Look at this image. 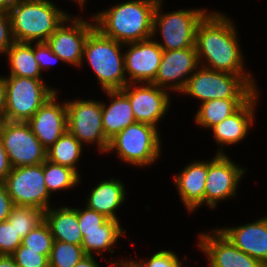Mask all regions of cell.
I'll use <instances>...</instances> for the list:
<instances>
[{
  "label": "cell",
  "instance_id": "obj_10",
  "mask_svg": "<svg viewBox=\"0 0 267 267\" xmlns=\"http://www.w3.org/2000/svg\"><path fill=\"white\" fill-rule=\"evenodd\" d=\"M65 103L68 132L75 136L82 145L94 143L98 145L100 153H107L109 141L103 131L101 101L91 99Z\"/></svg>",
  "mask_w": 267,
  "mask_h": 267
},
{
  "label": "cell",
  "instance_id": "obj_2",
  "mask_svg": "<svg viewBox=\"0 0 267 267\" xmlns=\"http://www.w3.org/2000/svg\"><path fill=\"white\" fill-rule=\"evenodd\" d=\"M158 0H129L92 16L95 27L122 44L152 37L153 15Z\"/></svg>",
  "mask_w": 267,
  "mask_h": 267
},
{
  "label": "cell",
  "instance_id": "obj_40",
  "mask_svg": "<svg viewBox=\"0 0 267 267\" xmlns=\"http://www.w3.org/2000/svg\"><path fill=\"white\" fill-rule=\"evenodd\" d=\"M11 165L0 137V181H4L11 171Z\"/></svg>",
  "mask_w": 267,
  "mask_h": 267
},
{
  "label": "cell",
  "instance_id": "obj_24",
  "mask_svg": "<svg viewBox=\"0 0 267 267\" xmlns=\"http://www.w3.org/2000/svg\"><path fill=\"white\" fill-rule=\"evenodd\" d=\"M44 221L48 224L54 241L81 245L82 233L77 218V208L53 207L44 212Z\"/></svg>",
  "mask_w": 267,
  "mask_h": 267
},
{
  "label": "cell",
  "instance_id": "obj_42",
  "mask_svg": "<svg viewBox=\"0 0 267 267\" xmlns=\"http://www.w3.org/2000/svg\"><path fill=\"white\" fill-rule=\"evenodd\" d=\"M74 267H100L94 255H86Z\"/></svg>",
  "mask_w": 267,
  "mask_h": 267
},
{
  "label": "cell",
  "instance_id": "obj_31",
  "mask_svg": "<svg viewBox=\"0 0 267 267\" xmlns=\"http://www.w3.org/2000/svg\"><path fill=\"white\" fill-rule=\"evenodd\" d=\"M126 231H93V232H84V238L82 241V248L86 255H93L92 252L96 255H102V251L112 250V246L117 244L120 236H125Z\"/></svg>",
  "mask_w": 267,
  "mask_h": 267
},
{
  "label": "cell",
  "instance_id": "obj_6",
  "mask_svg": "<svg viewBox=\"0 0 267 267\" xmlns=\"http://www.w3.org/2000/svg\"><path fill=\"white\" fill-rule=\"evenodd\" d=\"M160 138L158 128L154 125L135 122L109 141L107 153L116 150L120 161L136 167H147L156 162L161 154Z\"/></svg>",
  "mask_w": 267,
  "mask_h": 267
},
{
  "label": "cell",
  "instance_id": "obj_15",
  "mask_svg": "<svg viewBox=\"0 0 267 267\" xmlns=\"http://www.w3.org/2000/svg\"><path fill=\"white\" fill-rule=\"evenodd\" d=\"M199 64L195 47L163 50L158 73L152 83L180 93L190 76L200 67Z\"/></svg>",
  "mask_w": 267,
  "mask_h": 267
},
{
  "label": "cell",
  "instance_id": "obj_45",
  "mask_svg": "<svg viewBox=\"0 0 267 267\" xmlns=\"http://www.w3.org/2000/svg\"><path fill=\"white\" fill-rule=\"evenodd\" d=\"M74 2L76 1L77 2V4H79L80 5V7H82L81 9H83L84 8V4H85V1L86 0H73Z\"/></svg>",
  "mask_w": 267,
  "mask_h": 267
},
{
  "label": "cell",
  "instance_id": "obj_9",
  "mask_svg": "<svg viewBox=\"0 0 267 267\" xmlns=\"http://www.w3.org/2000/svg\"><path fill=\"white\" fill-rule=\"evenodd\" d=\"M0 137L12 168L38 165L47 159L46 149L27 122L5 120L0 124Z\"/></svg>",
  "mask_w": 267,
  "mask_h": 267
},
{
  "label": "cell",
  "instance_id": "obj_33",
  "mask_svg": "<svg viewBox=\"0 0 267 267\" xmlns=\"http://www.w3.org/2000/svg\"><path fill=\"white\" fill-rule=\"evenodd\" d=\"M53 243L54 237L45 221L32 229L22 239V245L27 247L28 250L41 251V255H45L48 259L51 254Z\"/></svg>",
  "mask_w": 267,
  "mask_h": 267
},
{
  "label": "cell",
  "instance_id": "obj_36",
  "mask_svg": "<svg viewBox=\"0 0 267 267\" xmlns=\"http://www.w3.org/2000/svg\"><path fill=\"white\" fill-rule=\"evenodd\" d=\"M21 244L13 225L8 220L0 222V254L11 255Z\"/></svg>",
  "mask_w": 267,
  "mask_h": 267
},
{
  "label": "cell",
  "instance_id": "obj_23",
  "mask_svg": "<svg viewBox=\"0 0 267 267\" xmlns=\"http://www.w3.org/2000/svg\"><path fill=\"white\" fill-rule=\"evenodd\" d=\"M126 188L119 179L101 181L92 188L86 207L105 215L108 219L118 220L116 211L126 198Z\"/></svg>",
  "mask_w": 267,
  "mask_h": 267
},
{
  "label": "cell",
  "instance_id": "obj_28",
  "mask_svg": "<svg viewBox=\"0 0 267 267\" xmlns=\"http://www.w3.org/2000/svg\"><path fill=\"white\" fill-rule=\"evenodd\" d=\"M44 182L47 191L51 195L52 192L60 191L75 187L80 183V174L70 167L58 165L48 161L43 162Z\"/></svg>",
  "mask_w": 267,
  "mask_h": 267
},
{
  "label": "cell",
  "instance_id": "obj_29",
  "mask_svg": "<svg viewBox=\"0 0 267 267\" xmlns=\"http://www.w3.org/2000/svg\"><path fill=\"white\" fill-rule=\"evenodd\" d=\"M44 212L36 207L15 205L7 220L10 225H13L17 235L23 239L44 221Z\"/></svg>",
  "mask_w": 267,
  "mask_h": 267
},
{
  "label": "cell",
  "instance_id": "obj_5",
  "mask_svg": "<svg viewBox=\"0 0 267 267\" xmlns=\"http://www.w3.org/2000/svg\"><path fill=\"white\" fill-rule=\"evenodd\" d=\"M252 75H235L205 67L197 68L190 76L181 93L201 100V103L213 99H248L258 85Z\"/></svg>",
  "mask_w": 267,
  "mask_h": 267
},
{
  "label": "cell",
  "instance_id": "obj_22",
  "mask_svg": "<svg viewBox=\"0 0 267 267\" xmlns=\"http://www.w3.org/2000/svg\"><path fill=\"white\" fill-rule=\"evenodd\" d=\"M111 103L102 105V123L105 137L108 141L119 132L136 122L134 112L128 97L121 90H106Z\"/></svg>",
  "mask_w": 267,
  "mask_h": 267
},
{
  "label": "cell",
  "instance_id": "obj_32",
  "mask_svg": "<svg viewBox=\"0 0 267 267\" xmlns=\"http://www.w3.org/2000/svg\"><path fill=\"white\" fill-rule=\"evenodd\" d=\"M86 256L81 245L54 241L49 257V267H74Z\"/></svg>",
  "mask_w": 267,
  "mask_h": 267
},
{
  "label": "cell",
  "instance_id": "obj_39",
  "mask_svg": "<svg viewBox=\"0 0 267 267\" xmlns=\"http://www.w3.org/2000/svg\"><path fill=\"white\" fill-rule=\"evenodd\" d=\"M14 206L8 194L5 181H0V222L7 220Z\"/></svg>",
  "mask_w": 267,
  "mask_h": 267
},
{
  "label": "cell",
  "instance_id": "obj_14",
  "mask_svg": "<svg viewBox=\"0 0 267 267\" xmlns=\"http://www.w3.org/2000/svg\"><path fill=\"white\" fill-rule=\"evenodd\" d=\"M121 91L131 103L136 122L148 123L155 127L167 114L171 104L168 90L153 83H139V86L137 83H130Z\"/></svg>",
  "mask_w": 267,
  "mask_h": 267
},
{
  "label": "cell",
  "instance_id": "obj_35",
  "mask_svg": "<svg viewBox=\"0 0 267 267\" xmlns=\"http://www.w3.org/2000/svg\"><path fill=\"white\" fill-rule=\"evenodd\" d=\"M11 255L17 267H49V260L41 251L28 250L22 244Z\"/></svg>",
  "mask_w": 267,
  "mask_h": 267
},
{
  "label": "cell",
  "instance_id": "obj_26",
  "mask_svg": "<svg viewBox=\"0 0 267 267\" xmlns=\"http://www.w3.org/2000/svg\"><path fill=\"white\" fill-rule=\"evenodd\" d=\"M247 99H213L201 103L195 114L196 124L211 128L232 115Z\"/></svg>",
  "mask_w": 267,
  "mask_h": 267
},
{
  "label": "cell",
  "instance_id": "obj_34",
  "mask_svg": "<svg viewBox=\"0 0 267 267\" xmlns=\"http://www.w3.org/2000/svg\"><path fill=\"white\" fill-rule=\"evenodd\" d=\"M179 256L176 253L169 250H161L155 253L153 256L148 259V261H136V260H120L117 263L115 259L114 263L111 261V266L113 267H176L180 262Z\"/></svg>",
  "mask_w": 267,
  "mask_h": 267
},
{
  "label": "cell",
  "instance_id": "obj_21",
  "mask_svg": "<svg viewBox=\"0 0 267 267\" xmlns=\"http://www.w3.org/2000/svg\"><path fill=\"white\" fill-rule=\"evenodd\" d=\"M208 161H194L176 175L173 180L185 206L191 213L204 204Z\"/></svg>",
  "mask_w": 267,
  "mask_h": 267
},
{
  "label": "cell",
  "instance_id": "obj_17",
  "mask_svg": "<svg viewBox=\"0 0 267 267\" xmlns=\"http://www.w3.org/2000/svg\"><path fill=\"white\" fill-rule=\"evenodd\" d=\"M200 234L198 247L209 259L208 267H266L258 259L238 249L218 229Z\"/></svg>",
  "mask_w": 267,
  "mask_h": 267
},
{
  "label": "cell",
  "instance_id": "obj_11",
  "mask_svg": "<svg viewBox=\"0 0 267 267\" xmlns=\"http://www.w3.org/2000/svg\"><path fill=\"white\" fill-rule=\"evenodd\" d=\"M4 181L14 205L36 207L43 211L50 208L51 195L45 186L43 163L11 168Z\"/></svg>",
  "mask_w": 267,
  "mask_h": 267
},
{
  "label": "cell",
  "instance_id": "obj_44",
  "mask_svg": "<svg viewBox=\"0 0 267 267\" xmlns=\"http://www.w3.org/2000/svg\"><path fill=\"white\" fill-rule=\"evenodd\" d=\"M20 0H0V11L9 12Z\"/></svg>",
  "mask_w": 267,
  "mask_h": 267
},
{
  "label": "cell",
  "instance_id": "obj_18",
  "mask_svg": "<svg viewBox=\"0 0 267 267\" xmlns=\"http://www.w3.org/2000/svg\"><path fill=\"white\" fill-rule=\"evenodd\" d=\"M57 95L56 92L51 96L27 121L46 150L68 131L67 106L56 101Z\"/></svg>",
  "mask_w": 267,
  "mask_h": 267
},
{
  "label": "cell",
  "instance_id": "obj_41",
  "mask_svg": "<svg viewBox=\"0 0 267 267\" xmlns=\"http://www.w3.org/2000/svg\"><path fill=\"white\" fill-rule=\"evenodd\" d=\"M6 81L0 76V124L6 120Z\"/></svg>",
  "mask_w": 267,
  "mask_h": 267
},
{
  "label": "cell",
  "instance_id": "obj_37",
  "mask_svg": "<svg viewBox=\"0 0 267 267\" xmlns=\"http://www.w3.org/2000/svg\"><path fill=\"white\" fill-rule=\"evenodd\" d=\"M34 59L38 62L41 72L49 70L53 63L61 61V58L52 51L47 42H35Z\"/></svg>",
  "mask_w": 267,
  "mask_h": 267
},
{
  "label": "cell",
  "instance_id": "obj_13",
  "mask_svg": "<svg viewBox=\"0 0 267 267\" xmlns=\"http://www.w3.org/2000/svg\"><path fill=\"white\" fill-rule=\"evenodd\" d=\"M72 18L69 16L64 20L46 42L62 62L81 67L84 45L88 34L95 28V22L89 23L90 21L83 20L81 17ZM68 22L71 25L65 26Z\"/></svg>",
  "mask_w": 267,
  "mask_h": 267
},
{
  "label": "cell",
  "instance_id": "obj_16",
  "mask_svg": "<svg viewBox=\"0 0 267 267\" xmlns=\"http://www.w3.org/2000/svg\"><path fill=\"white\" fill-rule=\"evenodd\" d=\"M124 53L125 74L128 84L152 83L158 73L163 50L156 40L149 38L127 43ZM130 79V80H129Z\"/></svg>",
  "mask_w": 267,
  "mask_h": 267
},
{
  "label": "cell",
  "instance_id": "obj_27",
  "mask_svg": "<svg viewBox=\"0 0 267 267\" xmlns=\"http://www.w3.org/2000/svg\"><path fill=\"white\" fill-rule=\"evenodd\" d=\"M82 148L83 145L79 140L67 131L46 150L47 160L58 165L70 167L78 173L76 164L81 158Z\"/></svg>",
  "mask_w": 267,
  "mask_h": 267
},
{
  "label": "cell",
  "instance_id": "obj_43",
  "mask_svg": "<svg viewBox=\"0 0 267 267\" xmlns=\"http://www.w3.org/2000/svg\"><path fill=\"white\" fill-rule=\"evenodd\" d=\"M0 267H17L12 255L0 254Z\"/></svg>",
  "mask_w": 267,
  "mask_h": 267
},
{
  "label": "cell",
  "instance_id": "obj_3",
  "mask_svg": "<svg viewBox=\"0 0 267 267\" xmlns=\"http://www.w3.org/2000/svg\"><path fill=\"white\" fill-rule=\"evenodd\" d=\"M15 42H46L70 15L51 0H20L8 12Z\"/></svg>",
  "mask_w": 267,
  "mask_h": 267
},
{
  "label": "cell",
  "instance_id": "obj_1",
  "mask_svg": "<svg viewBox=\"0 0 267 267\" xmlns=\"http://www.w3.org/2000/svg\"><path fill=\"white\" fill-rule=\"evenodd\" d=\"M237 35L230 18L218 11L209 12L196 29L195 48L200 66L203 63L202 67L210 70L251 75L244 68V58Z\"/></svg>",
  "mask_w": 267,
  "mask_h": 267
},
{
  "label": "cell",
  "instance_id": "obj_20",
  "mask_svg": "<svg viewBox=\"0 0 267 267\" xmlns=\"http://www.w3.org/2000/svg\"><path fill=\"white\" fill-rule=\"evenodd\" d=\"M218 230L238 249L267 267V217L251 223Z\"/></svg>",
  "mask_w": 267,
  "mask_h": 267
},
{
  "label": "cell",
  "instance_id": "obj_19",
  "mask_svg": "<svg viewBox=\"0 0 267 267\" xmlns=\"http://www.w3.org/2000/svg\"><path fill=\"white\" fill-rule=\"evenodd\" d=\"M256 90L232 115L225 118L219 124L213 126L214 138L220 146L216 154H224V145H232L241 142L255 121V106L259 98Z\"/></svg>",
  "mask_w": 267,
  "mask_h": 267
},
{
  "label": "cell",
  "instance_id": "obj_4",
  "mask_svg": "<svg viewBox=\"0 0 267 267\" xmlns=\"http://www.w3.org/2000/svg\"><path fill=\"white\" fill-rule=\"evenodd\" d=\"M124 44L104 36L96 27L88 34L83 51V60L97 76L103 91L122 90L127 84L124 66Z\"/></svg>",
  "mask_w": 267,
  "mask_h": 267
},
{
  "label": "cell",
  "instance_id": "obj_25",
  "mask_svg": "<svg viewBox=\"0 0 267 267\" xmlns=\"http://www.w3.org/2000/svg\"><path fill=\"white\" fill-rule=\"evenodd\" d=\"M11 76L42 79L38 62L34 59L32 42H14L6 51Z\"/></svg>",
  "mask_w": 267,
  "mask_h": 267
},
{
  "label": "cell",
  "instance_id": "obj_46",
  "mask_svg": "<svg viewBox=\"0 0 267 267\" xmlns=\"http://www.w3.org/2000/svg\"><path fill=\"white\" fill-rule=\"evenodd\" d=\"M183 265H182V263L181 262H179L177 265H176V267H182ZM184 267V266H183Z\"/></svg>",
  "mask_w": 267,
  "mask_h": 267
},
{
  "label": "cell",
  "instance_id": "obj_38",
  "mask_svg": "<svg viewBox=\"0 0 267 267\" xmlns=\"http://www.w3.org/2000/svg\"><path fill=\"white\" fill-rule=\"evenodd\" d=\"M14 42L9 13L0 11V54H6Z\"/></svg>",
  "mask_w": 267,
  "mask_h": 267
},
{
  "label": "cell",
  "instance_id": "obj_12",
  "mask_svg": "<svg viewBox=\"0 0 267 267\" xmlns=\"http://www.w3.org/2000/svg\"><path fill=\"white\" fill-rule=\"evenodd\" d=\"M208 162V174L205 183L204 204L214 209L217 203L237 194L239 181L245 169L229 159L225 154H215ZM220 200V201H219Z\"/></svg>",
  "mask_w": 267,
  "mask_h": 267
},
{
  "label": "cell",
  "instance_id": "obj_30",
  "mask_svg": "<svg viewBox=\"0 0 267 267\" xmlns=\"http://www.w3.org/2000/svg\"><path fill=\"white\" fill-rule=\"evenodd\" d=\"M77 218L84 238V232L93 231H126L121 228L120 222L114 219H108L105 215L85 208H77Z\"/></svg>",
  "mask_w": 267,
  "mask_h": 267
},
{
  "label": "cell",
  "instance_id": "obj_7",
  "mask_svg": "<svg viewBox=\"0 0 267 267\" xmlns=\"http://www.w3.org/2000/svg\"><path fill=\"white\" fill-rule=\"evenodd\" d=\"M161 4L162 0H158L154 10L152 38L154 39L159 30L163 43H157L162 50L195 47L196 29L209 13L207 9H182L161 14Z\"/></svg>",
  "mask_w": 267,
  "mask_h": 267
},
{
  "label": "cell",
  "instance_id": "obj_8",
  "mask_svg": "<svg viewBox=\"0 0 267 267\" xmlns=\"http://www.w3.org/2000/svg\"><path fill=\"white\" fill-rule=\"evenodd\" d=\"M6 120L27 122L57 90L43 79L6 75Z\"/></svg>",
  "mask_w": 267,
  "mask_h": 267
}]
</instances>
